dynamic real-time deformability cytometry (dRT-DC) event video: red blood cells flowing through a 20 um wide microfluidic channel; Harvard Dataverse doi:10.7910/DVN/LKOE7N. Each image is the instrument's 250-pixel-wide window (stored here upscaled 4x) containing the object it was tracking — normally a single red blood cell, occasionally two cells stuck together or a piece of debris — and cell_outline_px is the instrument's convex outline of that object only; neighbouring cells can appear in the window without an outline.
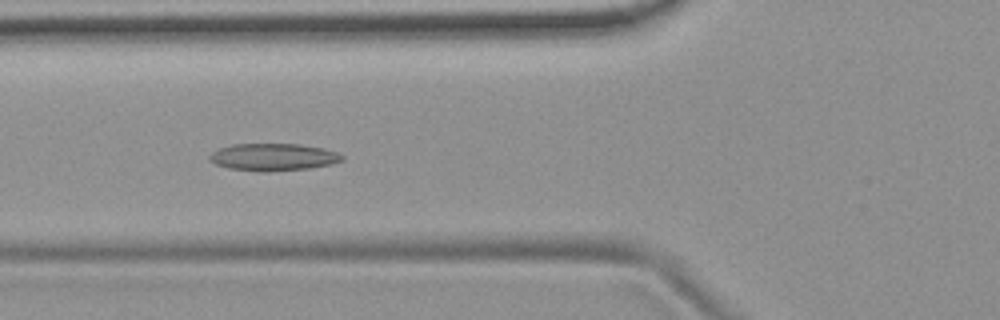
{"species": "common noctule bat (a hibernating species)", "species_latin": "Nyctalus noctula", "temperature_condition": "room temperature", "stored_images_in_passage": 38, "camera_frame_rate_fps": 3000, "um_per_image_px": 0.085, "animal": {"sex": "female", "body_mass_g": 19.9}, "frame": {"image": 1, "passage_image": 3, "time_ms": 0.667, "image_size_px": [1000, 320], "cell_outline_px": [[344, 160], [332, 164], [308, 168], [268, 172], [256, 172], [228, 168], [216, 164], [208, 160], [208, 156], [212, 152], [220, 148], [232, 144], [300, 144], [324, 148], [336, 152], [344, 156]], "centroid_in_image_um": [23.22, 13.36], "position_along_channel_um": 102.6, "area_um2": 21.27}}
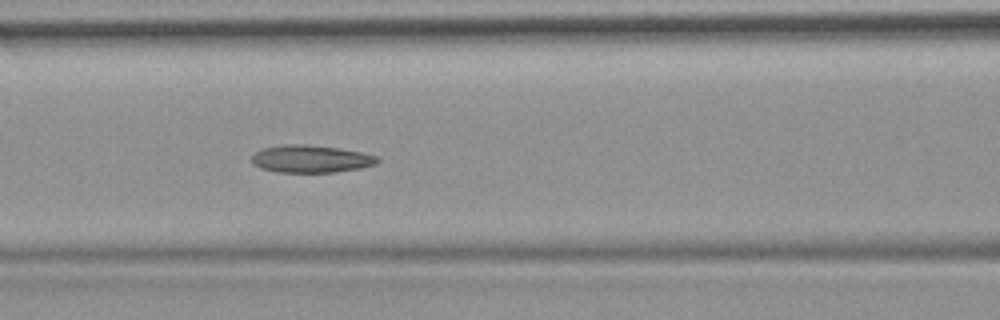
{"frame": {"image": 2, "passage_image": 6, "time_ms": 1.667, "image_size_px": [1000, 320], "cell_outline_px": [[380, 160], [376, 164], [360, 168], [336, 172], [276, 172], [260, 168], [252, 164], [252, 156], [256, 152], [264, 148], [284, 144], [308, 144], [340, 148], [360, 152], [376, 156]], "centroid_in_image_um": [26.41, 13.5], "position_along_channel_um": 140.2, "area_um2": 20.17}}
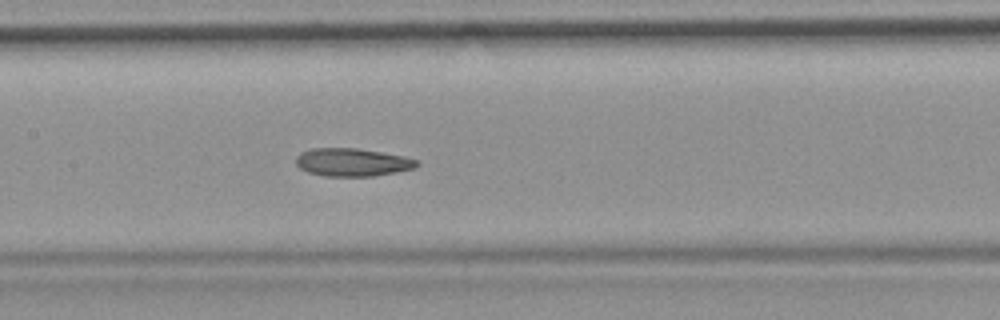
{"frame": {"image": 3, "passage_image": 9, "time_ms": 2.667, "image_size_px": [1000, 320], "cell_outline_px": [[420, 164], [416, 168], [396, 172], [372, 176], [324, 176], [308, 172], [300, 168], [296, 164], [296, 156], [300, 152], [312, 148], [356, 148], [404, 156], [416, 160]], "centroid_in_image_um": [29.93, 13.79], "position_along_channel_um": 177.5, "area_um2": 19.71}}